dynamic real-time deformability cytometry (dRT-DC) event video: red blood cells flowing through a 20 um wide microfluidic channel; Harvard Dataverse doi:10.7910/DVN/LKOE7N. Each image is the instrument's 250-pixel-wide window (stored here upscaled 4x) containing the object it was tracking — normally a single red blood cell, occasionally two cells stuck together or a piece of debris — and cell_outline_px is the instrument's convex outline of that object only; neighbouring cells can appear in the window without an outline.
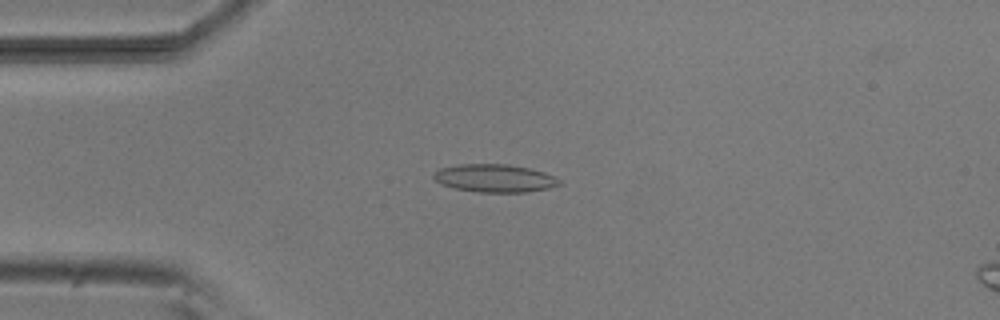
{"species": "common noctule bat (a hibernating species)", "species_latin": "Nyctalus noctula", "temperature_condition": "room temperature", "stored_images_in_passage": 52, "camera_frame_rate_fps": 3000, "um_per_image_px": 0.085, "animal": {"sex": "male", "body_mass_g": 20.5, "forearm_length_mm": 52.5}, "frame": {"image": 1, "passage_image": 13, "time_ms": 4.0, "image_size_px": [1000, 320], "cell_outline_px": [[564, 184], [548, 188], [528, 192], [476, 192], [456, 188], [440, 184], [432, 176], [440, 168], [460, 164], [508, 164], [528, 168], [544, 172], [556, 176]], "centroid_in_image_um": [42.09, 15.15], "position_along_channel_um": 42.9, "area_um2": 20.52}}
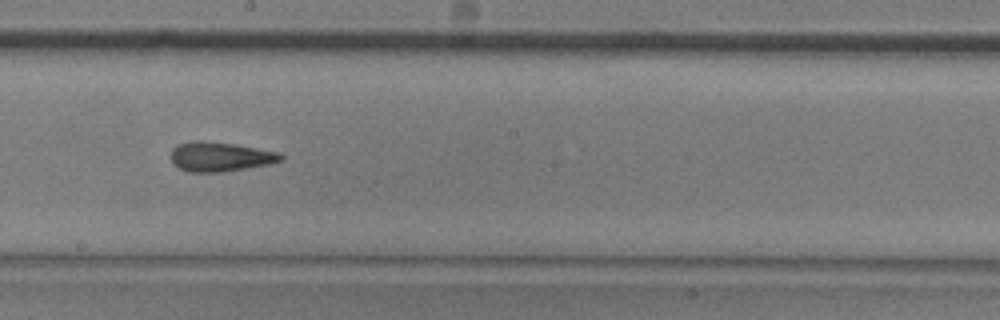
{"frame": {"image": 2, "passage_image": 29, "time_ms": 9.333, "image_size_px": [1000, 320], "cell_outline_px": [[284, 160], [268, 164], [220, 172], [188, 172], [180, 168], [172, 160], [172, 148], [180, 144], [192, 140], [200, 140], [232, 144], [280, 152], [284, 156]], "centroid_in_image_um": [18.73, 13.31], "position_along_channel_um": 229.5, "area_um2": 18.61}}
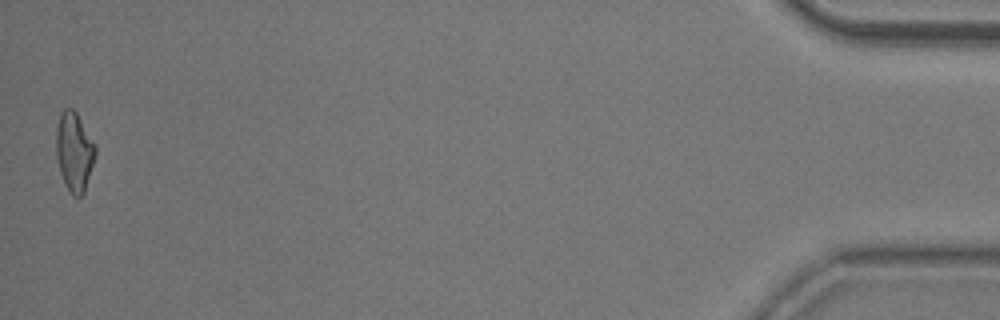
{"frame": {"image": 3, "passage_image": 52, "time_ms": 17.0, "image_size_px": [1000, 320], "cell_outline_px": [[96, 156], [84, 192], [80, 196], [72, 196], [60, 172], [56, 156], [56, 128], [60, 112], [64, 108], [72, 108], [76, 112], [96, 144]], "centroid_in_image_um": [6.32, 12.86], "position_along_channel_um": 428.9, "area_um2": 18.15}, "authors_computed_cell_mechanics": {"area_um2": 18.496, "velocity_mm_per_s": 3.8531, "shape_relaxation_time_tau1_ms": null, "shape_relaxation_time_tau2_ms": 3.0205, "deformation_change_tau1": null, "deformation_change_tau2": 0.1345}}